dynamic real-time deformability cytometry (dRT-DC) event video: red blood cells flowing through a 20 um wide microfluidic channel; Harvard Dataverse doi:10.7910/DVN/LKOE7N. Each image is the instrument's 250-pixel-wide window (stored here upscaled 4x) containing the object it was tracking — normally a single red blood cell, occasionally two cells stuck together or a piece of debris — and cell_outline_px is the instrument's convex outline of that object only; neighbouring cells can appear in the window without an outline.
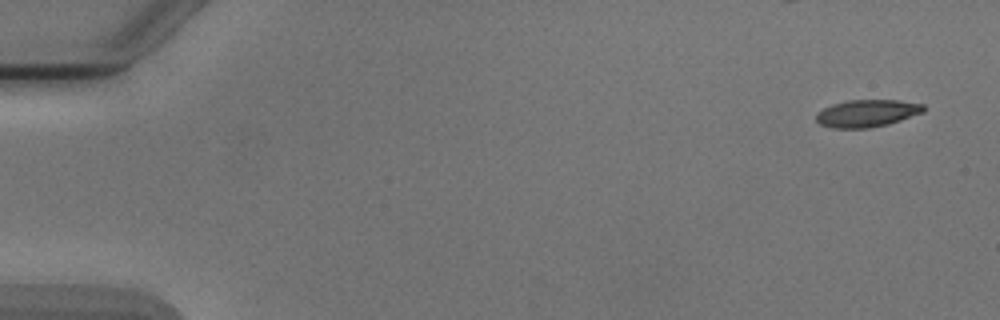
{"species": "Egyptian fruit bat (a non-hibernating species)", "species_latin": "Rousettus aegyptiacus", "temperature_condition": "cold", "stored_images_in_passage": 5, "camera_frame_rate_fps": 3000, "um_per_image_px": 0.085, "animal": {"sex": "male"}, "frame": {"image": 1, "passage_image": 1, "time_ms": 0.0, "image_size_px": [1000, 320], "cell_outline_px": [[924, 112], [888, 124], [868, 128], [832, 128], [820, 124], [816, 120], [816, 112], [832, 104], [848, 100], [896, 100], [924, 104]], "centroid_in_image_um": [73.67, 9.63], "position_along_channel_um": 11.3, "area_um2": 17.05}}
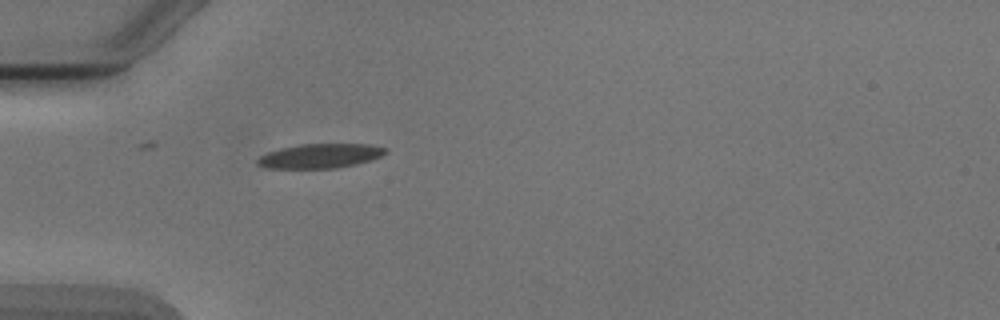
{"frame": {"image": 2, "passage_image": 5, "time_ms": 4.667, "image_size_px": [1000, 320], "cell_outline_px": [[388, 152], [372, 160], [356, 164], [336, 168], [268, 168], [256, 164], [256, 160], [260, 156], [268, 152], [280, 148], [300, 144], [368, 144], [388, 148]], "centroid_in_image_um": [27.23, 13.25], "position_along_channel_um": 57.8, "area_um2": 18.26}}